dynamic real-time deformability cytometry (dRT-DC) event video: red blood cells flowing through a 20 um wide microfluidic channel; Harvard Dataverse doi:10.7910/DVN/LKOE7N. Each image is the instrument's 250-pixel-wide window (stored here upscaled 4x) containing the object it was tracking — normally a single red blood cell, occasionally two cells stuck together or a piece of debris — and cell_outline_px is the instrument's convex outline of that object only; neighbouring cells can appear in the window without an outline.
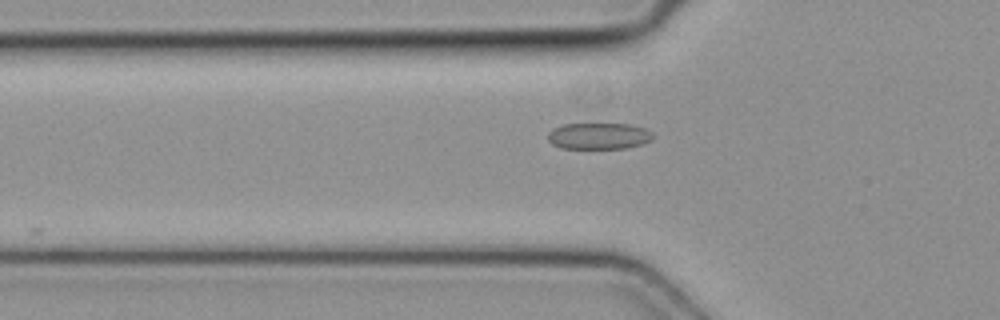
{"species": "common noctule bat (a hibernating species)", "species_latin": "Nyctalus noctula", "temperature_condition": "cold", "stored_images_in_passage": 3, "camera_frame_rate_fps": 3000, "um_per_image_px": 0.085, "animal": {"sex": "female", "body_mass_g": 19.3, "forearm_length_mm": 54.1}, "frame": {"image": 1, "passage_image": 3, "time_ms": 0.667, "image_size_px": [1000, 320], "cell_outline_px": [[652, 140], [640, 144], [624, 148], [564, 148], [552, 144], [548, 140], [548, 132], [552, 128], [564, 124], [632, 124], [644, 128], [652, 132]], "centroid_in_image_um": [50.88, 11.55], "position_along_channel_um": 74.9, "area_um2": 16.07}}